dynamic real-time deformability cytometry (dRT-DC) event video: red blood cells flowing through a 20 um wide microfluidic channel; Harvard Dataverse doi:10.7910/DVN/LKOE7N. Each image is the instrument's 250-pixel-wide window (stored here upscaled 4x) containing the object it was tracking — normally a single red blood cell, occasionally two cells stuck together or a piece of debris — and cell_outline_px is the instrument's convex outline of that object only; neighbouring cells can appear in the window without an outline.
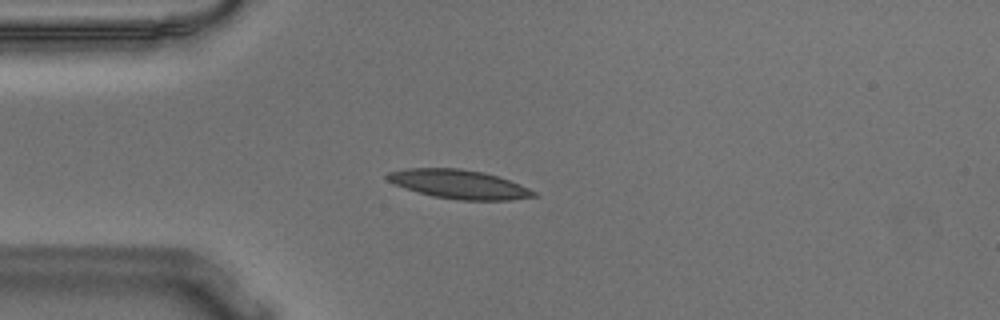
{"species": "Egyptian fruit bat (a non-hibernating species)", "species_latin": "Rousettus aegyptiacus", "temperature_condition": "warm", "stored_images_in_passage": 55, "camera_frame_rate_fps": 3000, "um_per_image_px": 0.085, "animal": {"sex": "male"}, "frame": {"image": 1, "passage_image": 14, "time_ms": 4.333, "image_size_px": [1000, 320], "cell_outline_px": [[540, 196], [508, 200], [460, 200], [432, 196], [404, 188], [388, 180], [384, 176], [388, 172], [408, 168], [460, 168], [484, 172], [520, 184], [536, 192]], "centroid_in_image_um": [39.02, 15.66], "position_along_channel_um": 46.0, "area_um2": 24.62}}
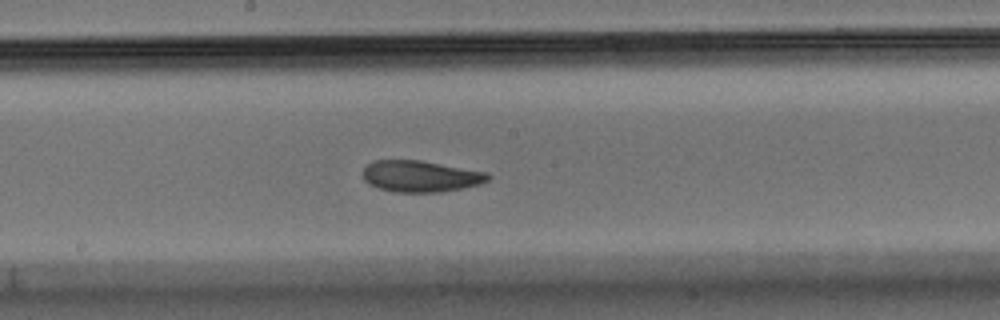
{"frame": {"image": 2, "passage_image": 29, "time_ms": 9.333, "image_size_px": [1000, 320], "cell_outline_px": [[492, 176], [488, 180], [480, 184], [440, 192], [392, 192], [368, 184], [364, 180], [364, 168], [372, 160], [420, 160], [488, 172]], "centroid_in_image_um": [35.75, 14.98], "position_along_channel_um": 212.4, "area_um2": 22.89}}
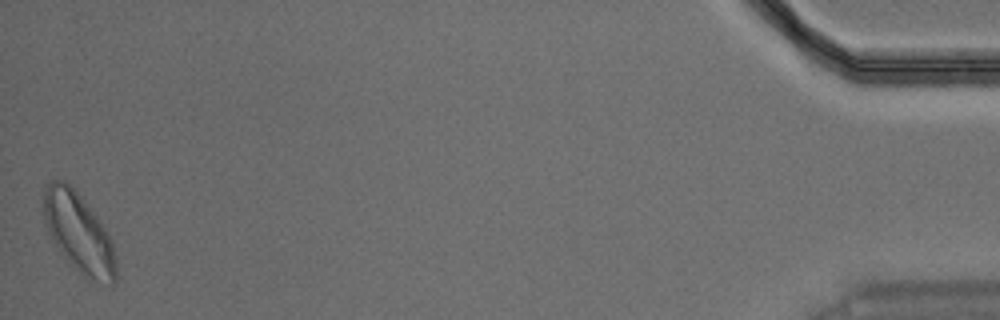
{"frame": {"image": 3, "passage_image": 55, "time_ms": 18.0, "image_size_px": [1000, 320], "cell_outline_px": [[116, 280], [112, 284], [108, 284], [88, 280], [72, 268], [60, 252], [48, 232], [44, 216], [44, 188], [52, 180], [64, 180], [80, 196], [96, 216], [112, 240], [116, 260]], "centroid_in_image_um": [6.7, 19.86], "position_along_channel_um": 428.5, "area_um2": 33.41}, "authors_computed_cell_mechanics": {"area_um2": 23.698, "velocity_mm_per_s": 3.6018, "shape_relaxation_time_tau1_ms": 5.6059, "shape_relaxation_time_tau2_ms": 3.2929, "deformation_change_tau1": 0.1398, "deformation_change_tau2": 0.1016}}